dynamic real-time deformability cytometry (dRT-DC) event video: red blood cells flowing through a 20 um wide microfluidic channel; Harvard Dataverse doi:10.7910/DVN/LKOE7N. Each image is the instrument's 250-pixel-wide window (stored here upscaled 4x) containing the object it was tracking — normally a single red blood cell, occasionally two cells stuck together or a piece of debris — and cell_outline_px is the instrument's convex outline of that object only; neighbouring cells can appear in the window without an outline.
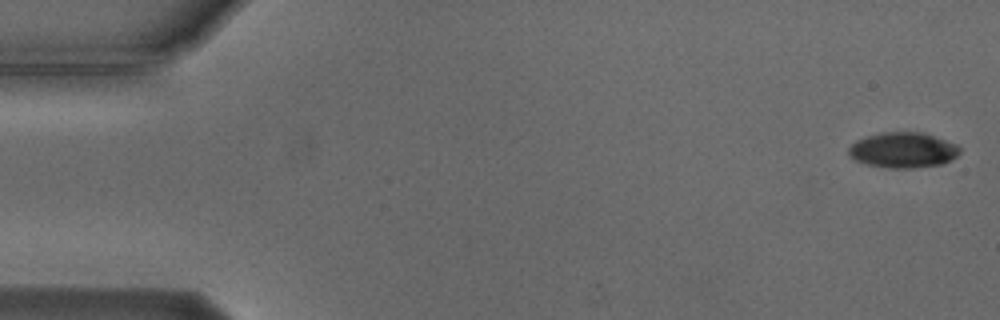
{"species": "Egyptian fruit bat (a non-hibernating species)", "species_latin": "Rousettus aegyptiacus", "temperature_condition": "cold", "stored_images_in_passage": 54, "camera_frame_rate_fps": 3000, "um_per_image_px": 0.085, "animal": {"sex": "male"}, "frame": {"image": 1, "passage_image": 1, "time_ms": 0.0, "image_size_px": [1000, 320], "cell_outline_px": [[960, 152], [956, 156], [940, 164], [912, 168], [892, 168], [868, 164], [856, 160], [848, 152], [848, 148], [856, 140], [880, 132], [924, 132], [956, 144], [960, 148]], "centroid_in_image_um": [76.76, 12.74], "position_along_channel_um": 8.2, "area_um2": 22.66}}
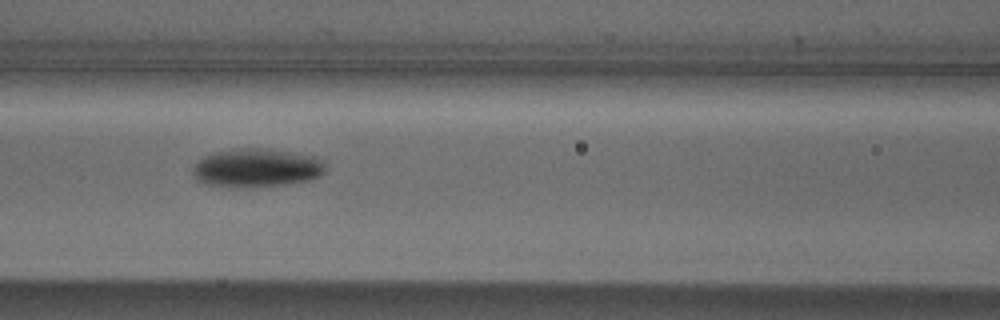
{"frame": {"image": 2, "passage_image": 23, "time_ms": 7.333, "image_size_px": [1000, 320], "cell_outline_px": [[324, 172], [320, 176], [308, 180], [288, 184], [204, 184], [196, 180], [192, 172], [192, 168], [204, 156], [212, 152], [240, 148], [268, 148], [292, 152], [312, 156], [324, 160]], "centroid_in_image_um": [21.83, 14.21], "position_along_channel_um": 144.8, "area_um2": 28.84}}
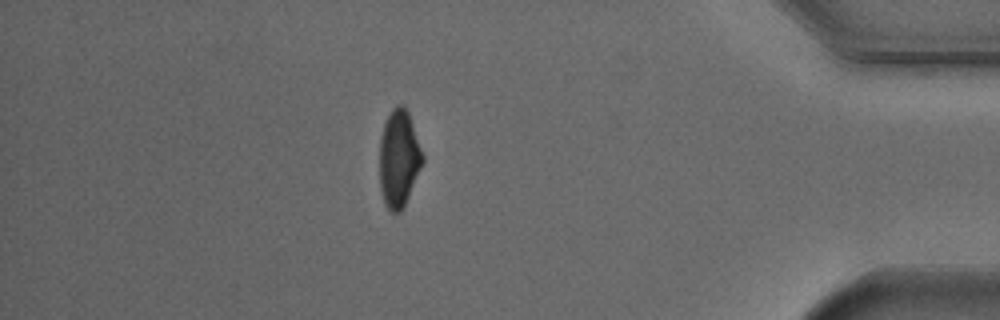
{"frame": {"image": 3, "passage_image": 47, "time_ms": 15.333, "image_size_px": [1000, 320], "cell_outline_px": [[424, 160], [408, 196], [400, 212], [392, 212], [384, 204], [380, 188], [380, 136], [384, 124], [392, 108], [396, 104], [404, 104], [408, 112], [424, 156]], "centroid_in_image_um": [33.89, 13.44], "position_along_channel_um": 401.3, "area_um2": 24.16}, "authors_computed_cell_mechanics": {"area_um2": 25.2875, "velocity_mm_per_s": 3.7612, "shape_relaxation_time_tau1_ms": 3.5044, "shape_relaxation_time_tau2_ms": null, "deformation_change_tau1": 0.139, "deformation_change_tau2": null}}